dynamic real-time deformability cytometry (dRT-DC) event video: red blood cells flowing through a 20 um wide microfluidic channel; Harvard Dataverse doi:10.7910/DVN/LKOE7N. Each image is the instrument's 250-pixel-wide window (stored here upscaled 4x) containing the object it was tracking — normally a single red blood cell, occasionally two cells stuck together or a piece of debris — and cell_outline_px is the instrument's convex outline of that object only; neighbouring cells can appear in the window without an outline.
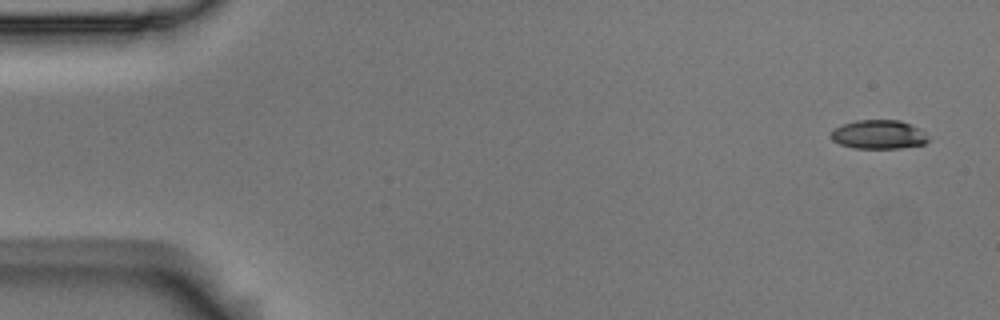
{"species": "Egyptian fruit bat (a non-hibernating species)", "species_latin": "Rousettus aegyptiacus", "temperature_condition": "room temperature", "stored_images_in_passage": 5, "camera_frame_rate_fps": 3000, "um_per_image_px": 0.085, "animal": {"sex": "male"}, "frame": {"image": 1, "passage_image": 1, "time_ms": 0.0, "image_size_px": [1000, 320], "cell_outline_px": [[928, 140], [924, 144], [900, 148], [856, 148], [840, 144], [832, 140], [828, 136], [832, 128], [856, 120], [900, 120], [912, 124], [920, 128], [928, 136]], "centroid_in_image_um": [74.67, 11.42], "position_along_channel_um": 10.3, "area_um2": 16.59}}
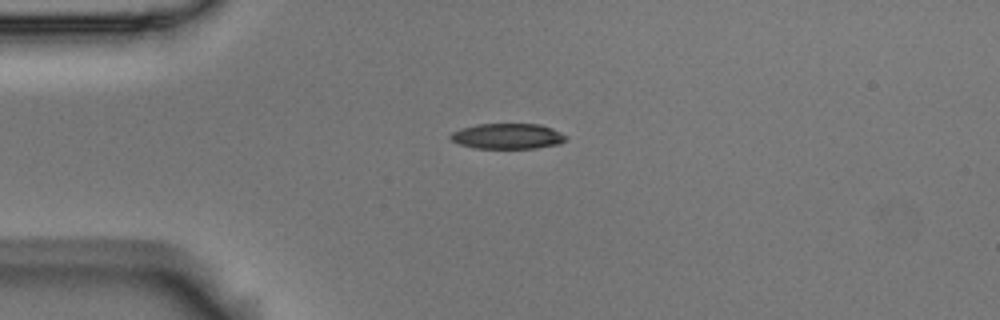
{"frame": {"image": 2, "passage_image": 4, "time_ms": 1.0, "image_size_px": [1000, 320], "cell_outline_px": [[568, 136], [564, 140], [556, 144], [536, 148], [476, 148], [460, 144], [452, 140], [448, 136], [452, 132], [460, 128], [476, 124], [540, 124], [552, 128]], "centroid_in_image_um": [43.11, 11.56], "position_along_channel_um": 41.9, "area_um2": 17.05}}